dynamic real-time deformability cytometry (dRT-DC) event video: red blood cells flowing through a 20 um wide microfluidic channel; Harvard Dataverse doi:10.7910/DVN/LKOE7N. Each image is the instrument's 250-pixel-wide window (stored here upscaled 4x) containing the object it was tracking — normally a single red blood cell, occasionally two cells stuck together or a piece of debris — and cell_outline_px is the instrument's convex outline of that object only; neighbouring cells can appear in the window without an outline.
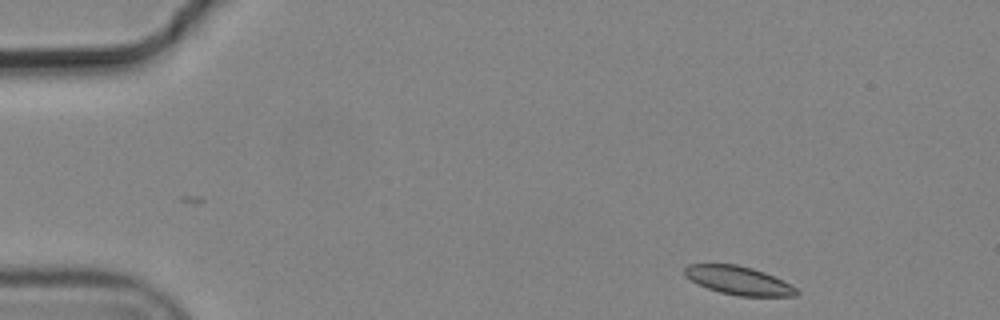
{"species": "common noctule bat (a hibernating species)", "species_latin": "Nyctalus noctula", "temperature_condition": "cold", "stored_images_in_passage": 3, "camera_frame_rate_fps": 3000, "um_per_image_px": 0.085, "animal": {"sex": "male", "body_mass_g": 19.2, "forearm_length_mm": 51.8}, "frame": {"image": 1, "passage_image": 1, "time_ms": 0.0, "image_size_px": [1000, 320], "cell_outline_px": [[800, 292], [796, 296], [740, 296], [720, 292], [708, 288], [684, 276], [684, 268], [688, 264], [736, 264], [752, 268], [764, 272], [792, 284]], "centroid_in_image_um": [62.81, 23.84], "position_along_channel_um": 22.2, "area_um2": 18.5}}
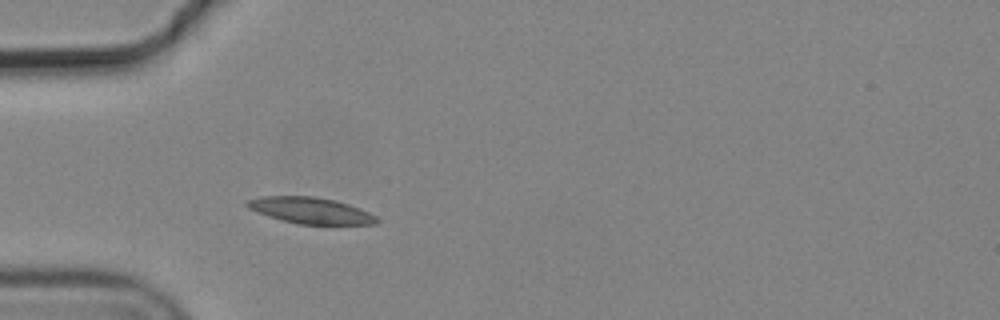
{"frame": {"image": 2, "passage_image": 3, "time_ms": 0.667, "image_size_px": [1000, 320], "cell_outline_px": [[380, 220], [376, 224], [296, 224], [280, 220], [268, 216], [248, 208], [244, 204], [248, 200], [260, 196], [312, 196], [336, 200], [360, 208], [376, 216]], "centroid_in_image_um": [26.39, 17.89], "position_along_channel_um": 58.6, "area_um2": 19.88}}